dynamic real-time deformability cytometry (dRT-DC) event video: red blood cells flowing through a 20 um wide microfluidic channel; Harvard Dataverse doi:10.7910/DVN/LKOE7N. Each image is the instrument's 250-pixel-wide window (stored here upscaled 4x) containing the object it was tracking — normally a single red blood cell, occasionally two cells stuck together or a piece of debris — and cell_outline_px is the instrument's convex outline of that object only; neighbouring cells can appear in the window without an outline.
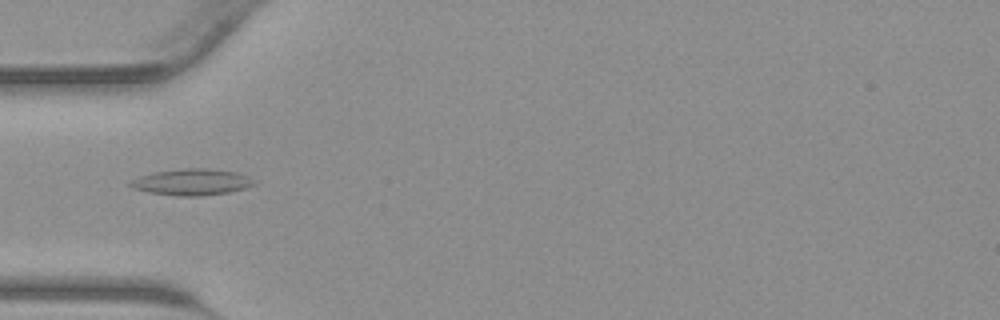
{"species": "common noctule bat (a hibernating species)", "species_latin": "Nyctalus noctula", "temperature_condition": "warm", "stored_images_in_passage": 40, "camera_frame_rate_fps": 3000, "um_per_image_px": 0.085, "animal": {"sex": "male", "body_mass_g": 23.1, "forearm_length_mm": 52.7}, "frame": {"image": 1, "passage_image": 11, "time_ms": 3.333, "image_size_px": [1000, 320], "cell_outline_px": [[256, 184], [244, 188], [228, 192], [200, 196], [180, 196], [148, 192], [132, 188], [128, 184], [132, 180], [140, 176], [156, 172], [180, 168], [208, 168], [236, 172], [248, 176], [256, 180]], "centroid_in_image_um": [16.32, 15.47], "position_along_channel_um": 68.7, "area_um2": 18.96}}
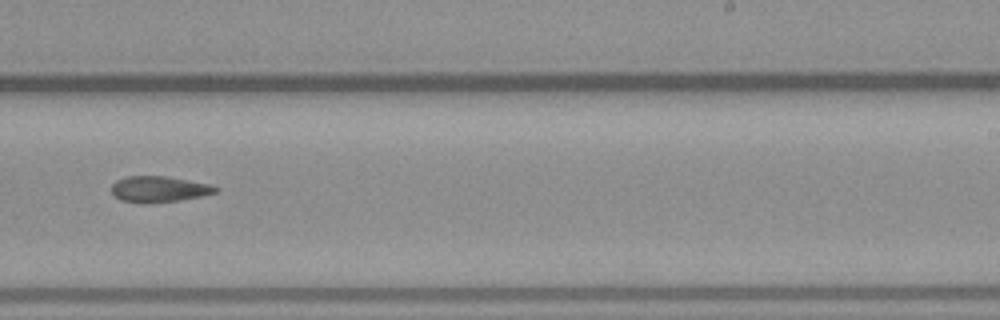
{"frame": {"image": 2, "passage_image": 24, "time_ms": 7.667, "image_size_px": [1000, 320], "cell_outline_px": [[220, 192], [180, 200], [148, 204], [120, 200], [112, 192], [112, 184], [116, 180], [128, 176], [168, 176], [212, 184], [220, 188]], "centroid_in_image_um": [13.57, 16.07], "position_along_channel_um": 275.4, "area_um2": 16.01}}
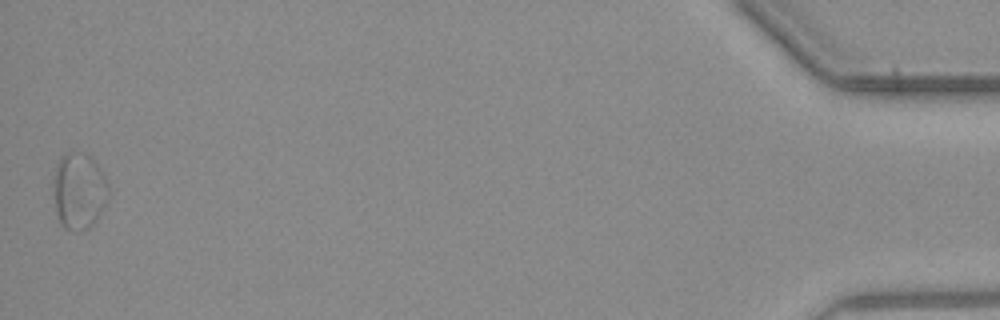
{"frame": {"image": 3, "passage_image": 40, "time_ms": 13.0, "image_size_px": [1000, 320], "cell_outline_px": [[108, 204], [96, 220], [88, 228], [76, 232], [64, 228], [60, 224], [56, 212], [52, 184], [56, 168], [60, 156], [68, 152], [80, 152], [92, 156], [104, 176], [108, 184]], "centroid_in_image_um": [6.71, 16.24], "position_along_channel_um": 428.5, "area_um2": 24.97}}